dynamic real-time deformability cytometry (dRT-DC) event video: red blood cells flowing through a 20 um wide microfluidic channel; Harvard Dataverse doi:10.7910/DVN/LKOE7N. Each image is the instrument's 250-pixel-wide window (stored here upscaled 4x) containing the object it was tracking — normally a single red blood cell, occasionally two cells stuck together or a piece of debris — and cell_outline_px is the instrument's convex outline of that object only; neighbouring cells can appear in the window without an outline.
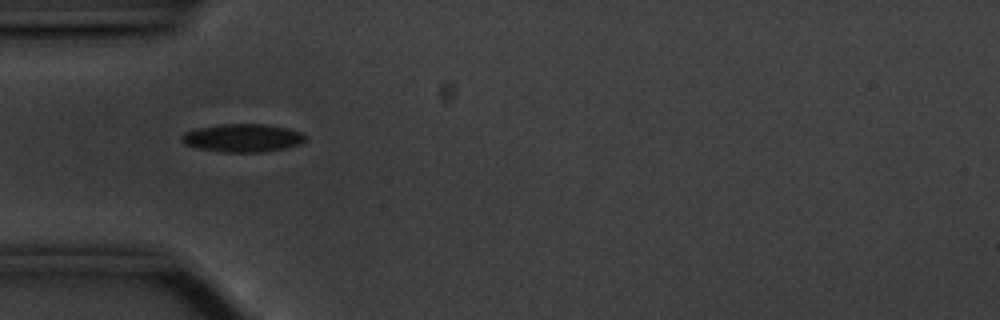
{"species": "common noctule bat (a hibernating species)", "species_latin": "Nyctalus noctula", "temperature_condition": "cold", "stored_images_in_passage": 40, "camera_frame_rate_fps": 3000, "um_per_image_px": 0.085, "animal": {"sex": "male", "body_mass_g": 20.1, "forearm_length_mm": 53.5}, "frame": {"image": 1, "passage_image": 1, "time_ms": 0.0, "image_size_px": [1000, 320], "cell_outline_px": [[308, 136], [300, 144], [284, 148], [264, 152], [224, 152], [200, 148], [184, 144], [180, 140], [180, 136], [184, 132], [196, 128], [220, 124], [264, 124], [288, 128], [304, 132]], "centroid_in_image_um": [20.64, 11.71], "position_along_channel_um": 64.4, "area_um2": 20.4}}
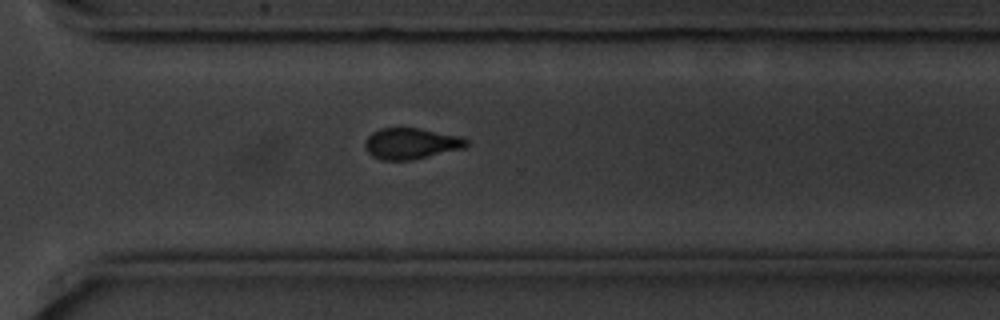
{"frame": {"image": 2, "passage_image": 24, "time_ms": 7.667, "image_size_px": [1000, 320], "cell_outline_px": [[468, 144], [464, 148], [412, 160], [380, 160], [372, 156], [364, 148], [364, 140], [372, 132], [380, 128], [420, 128], [460, 136], [468, 140]], "centroid_in_image_um": [34.91, 12.2], "position_along_channel_um": 335.7, "area_um2": 18.5}}
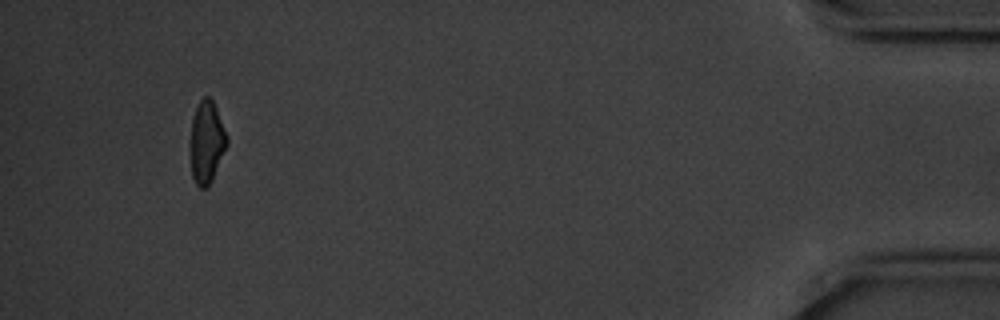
{"frame": {"image": 3, "passage_image": 37, "time_ms": 12.0, "image_size_px": [1000, 320], "cell_outline_px": [[228, 144], [212, 180], [208, 188], [200, 188], [196, 184], [192, 176], [192, 120], [196, 108], [200, 100], [204, 96], [208, 96], [212, 100], [216, 108], [228, 140]], "centroid_in_image_um": [17.59, 12.11], "position_along_channel_um": 417.6, "area_um2": 16.99}, "authors_computed_cell_mechanics": {"area_um2": 19.1029, "velocity_mm_per_s": 3.5447, "shape_relaxation_time_tau1_ms": 2.7306, "shape_relaxation_time_tau2_ms": 7.6314, "deformation_change_tau1": 0.1, "deformation_change_tau2": 0.1018}}